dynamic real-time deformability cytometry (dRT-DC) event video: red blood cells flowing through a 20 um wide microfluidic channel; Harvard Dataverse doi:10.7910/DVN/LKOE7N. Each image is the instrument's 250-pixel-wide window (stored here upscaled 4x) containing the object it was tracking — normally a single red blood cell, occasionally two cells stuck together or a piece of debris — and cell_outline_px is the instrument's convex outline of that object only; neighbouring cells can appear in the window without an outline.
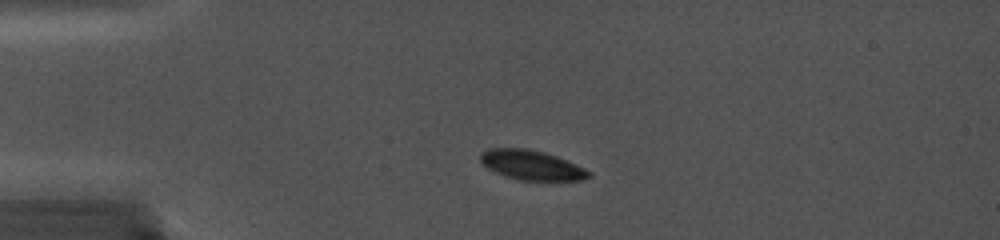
{"species": "common noctule bat (a hibernating species)", "species_latin": "Nyctalus noctula", "temperature_condition": "cold", "stored_images_in_passage": 75, "camera_frame_rate_fps": 5000, "um_per_image_px": 0.085, "animal": {"sex": "female", "body_mass_g": 19.0, "forearm_length_mm": 56.7}, "frame": {"image": 1, "passage_image": 12, "time_ms": 2.2, "image_size_px": [1000, 240], "cell_outline_px": [[592, 176], [580, 180], [516, 180], [504, 176], [488, 168], [480, 160], [480, 152], [488, 148], [528, 148], [544, 152], [556, 156], [576, 164], [592, 172]], "centroid_in_image_um": [45.17, 14.03], "position_along_channel_um": 39.8, "area_um2": 18.79}}
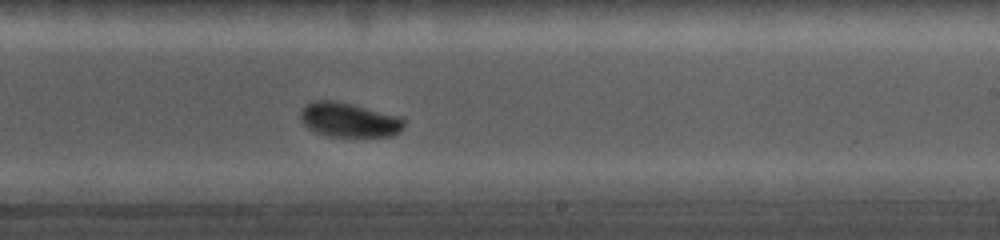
{"frame": {"image": 2, "passage_image": 46, "time_ms": 9.0, "image_size_px": [1000, 240], "cell_outline_px": [[404, 128], [400, 132], [392, 136], [328, 136], [316, 132], [308, 128], [304, 124], [300, 116], [300, 112], [304, 104], [312, 100], [336, 100], [400, 116], [404, 120]], "centroid_in_image_um": [29.65, 10.18], "position_along_channel_um": 259.3, "area_um2": 20.92}}
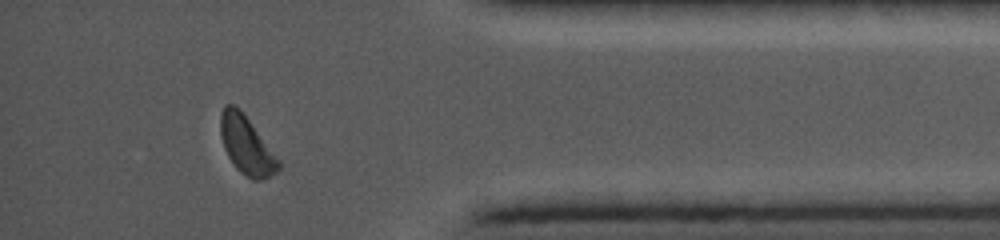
{"frame": {"image": 3, "passage_image": 68, "time_ms": 13.4, "image_size_px": [1000, 240], "cell_outline_px": [[280, 168], [276, 172], [264, 180], [252, 180], [240, 172], [236, 168], [228, 156], [224, 148], [220, 136], [220, 112], [224, 104], [232, 104], [240, 108], [244, 112], [280, 160]], "centroid_in_image_um": [20.94, 12.32], "position_along_channel_um": 414.3, "area_um2": 20.0}}